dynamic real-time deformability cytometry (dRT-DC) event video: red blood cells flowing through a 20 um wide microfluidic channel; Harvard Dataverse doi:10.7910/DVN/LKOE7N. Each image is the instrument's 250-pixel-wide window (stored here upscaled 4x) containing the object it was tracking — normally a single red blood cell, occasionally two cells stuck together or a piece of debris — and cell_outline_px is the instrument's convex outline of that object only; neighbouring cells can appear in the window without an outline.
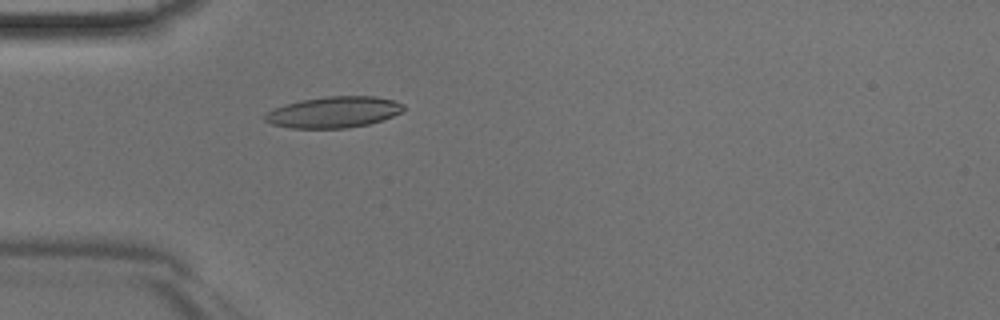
{"species": "Egyptian fruit bat (a non-hibernating species)", "species_latin": "Rousettus aegyptiacus", "temperature_condition": "room temperature", "stored_images_in_passage": 46, "camera_frame_rate_fps": 3000, "um_per_image_px": 0.085, "animal": {"sex": "male"}, "frame": {"image": 1, "passage_image": 14, "time_ms": 4.333, "image_size_px": [1000, 320], "cell_outline_px": [[404, 108], [400, 112], [392, 116], [368, 124], [348, 128], [292, 128], [272, 124], [264, 120], [264, 116], [268, 112], [276, 108], [300, 100], [328, 96], [376, 96], [392, 100], [404, 104]], "centroid_in_image_um": [28.37, 9.53], "position_along_channel_um": 56.6, "area_um2": 24.85}}
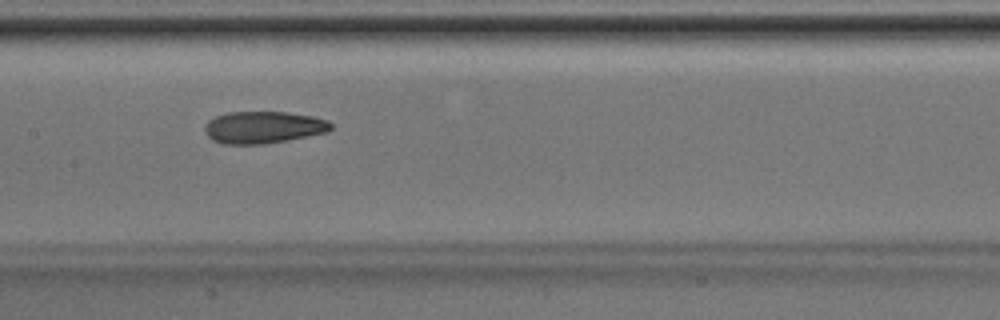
{"frame": {"image": 2, "passage_image": 23, "time_ms": 7.333, "image_size_px": [1000, 320], "cell_outline_px": [[332, 128], [328, 132], [288, 140], [264, 144], [224, 144], [212, 140], [204, 132], [204, 124], [208, 120], [216, 116], [228, 112], [288, 112], [312, 116], [328, 120], [332, 124]], "centroid_in_image_um": [22.37, 10.82], "position_along_channel_um": 185.0, "area_um2": 23.76}}
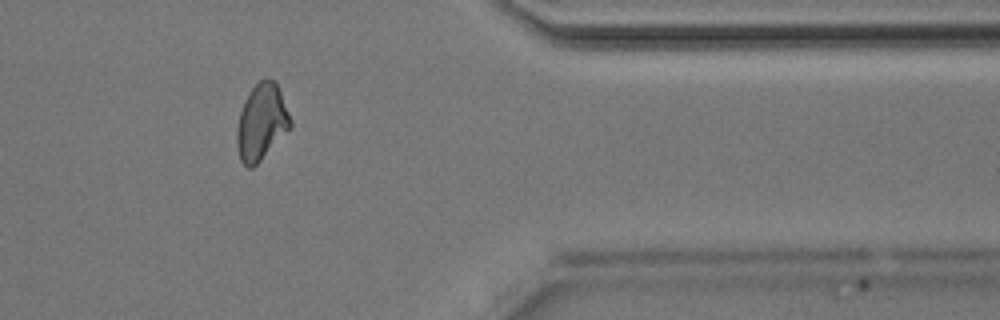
{"frame": {"image": 3, "passage_image": 38, "time_ms": 12.333, "image_size_px": [1000, 320], "cell_outline_px": [[292, 128], [252, 168], [248, 168], [240, 160], [236, 144], [236, 132], [240, 112], [244, 100], [252, 88], [264, 76], [276, 80], [292, 120]], "centroid_in_image_um": [22.24, 10.35], "position_along_channel_um": 389.2, "area_um2": 24.04}}